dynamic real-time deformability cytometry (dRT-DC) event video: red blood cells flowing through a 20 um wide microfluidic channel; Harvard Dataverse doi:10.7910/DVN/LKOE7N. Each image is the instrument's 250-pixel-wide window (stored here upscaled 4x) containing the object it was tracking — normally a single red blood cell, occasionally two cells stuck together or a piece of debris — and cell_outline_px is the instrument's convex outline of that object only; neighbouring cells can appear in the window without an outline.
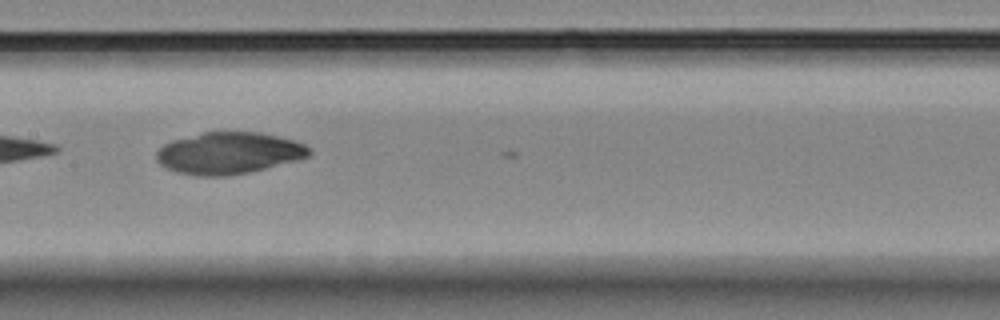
{"species": "Egyptian fruit bat (a non-hibernating species)", "species_latin": "Rousettus aegyptiacus", "temperature_condition": "room temperature", "stored_images_in_passage": 5, "camera_frame_rate_fps": 3000, "um_per_image_px": 0.085, "animal": {"sex": "female"}, "frame": {"image": 1, "passage_image": 5, "time_ms": 4.667, "image_size_px": [1000, 320], "cell_outline_px": [[312, 152], [308, 156], [296, 160], [248, 172], [228, 176], [196, 176], [180, 172], [168, 168], [160, 164], [156, 160], [156, 152], [164, 144], [172, 140], [204, 132], [260, 132], [296, 140], [312, 148]], "centroid_in_image_um": [19.46, 13.0], "position_along_channel_um": 187.9, "area_um2": 37.05}}